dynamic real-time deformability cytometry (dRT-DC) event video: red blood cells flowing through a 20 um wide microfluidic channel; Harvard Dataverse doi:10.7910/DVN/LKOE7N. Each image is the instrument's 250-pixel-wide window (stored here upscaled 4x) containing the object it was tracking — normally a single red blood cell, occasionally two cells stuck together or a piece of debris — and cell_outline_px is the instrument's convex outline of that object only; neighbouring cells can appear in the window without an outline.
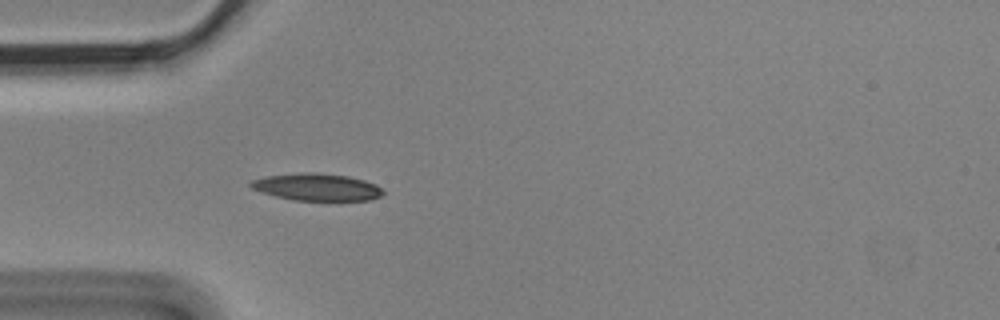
{"species": "Egyptian fruit bat (a non-hibernating species)", "species_latin": "Rousettus aegyptiacus", "temperature_condition": "cold", "stored_images_in_passage": 3, "camera_frame_rate_fps": 3000, "um_per_image_px": 0.085, "animal": {"sex": "male"}, "frame": {"image": 1, "passage_image": 3, "time_ms": 0.667, "image_size_px": [1000, 320], "cell_outline_px": [[384, 192], [380, 196], [368, 200], [292, 200], [276, 196], [252, 188], [248, 184], [252, 180], [264, 176], [304, 172], [316, 172], [348, 176], [364, 180], [376, 184]], "centroid_in_image_um": [26.92, 15.89], "position_along_channel_um": 58.1, "area_um2": 20.81}}